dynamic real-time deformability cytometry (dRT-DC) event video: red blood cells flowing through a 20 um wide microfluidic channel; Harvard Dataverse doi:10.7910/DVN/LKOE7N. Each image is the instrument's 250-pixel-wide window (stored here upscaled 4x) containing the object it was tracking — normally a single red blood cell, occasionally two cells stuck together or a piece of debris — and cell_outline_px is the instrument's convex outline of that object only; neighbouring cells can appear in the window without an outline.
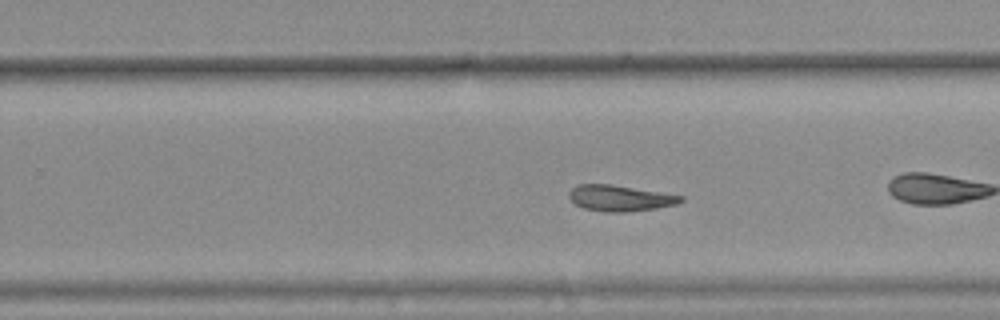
{"species": "common noctule bat (a hibernating species)", "species_latin": "Nyctalus noctula", "temperature_condition": "warm", "stored_images_in_passage": 29, "camera_frame_rate_fps": 3000, "um_per_image_px": 0.085, "animal": {"sex": "female", "body_mass_g": 25.1}, "frame": {"image": 1, "passage_image": 17, "time_ms": 5.333, "image_size_px": [1000, 320], "cell_outline_px": [[684, 200], [676, 204], [656, 208], [624, 212], [604, 212], [584, 208], [576, 204], [568, 196], [568, 192], [576, 184], [612, 184], [684, 196]], "centroid_in_image_um": [52.68, 16.83], "position_along_channel_um": 277.1, "area_um2": 16.88}}